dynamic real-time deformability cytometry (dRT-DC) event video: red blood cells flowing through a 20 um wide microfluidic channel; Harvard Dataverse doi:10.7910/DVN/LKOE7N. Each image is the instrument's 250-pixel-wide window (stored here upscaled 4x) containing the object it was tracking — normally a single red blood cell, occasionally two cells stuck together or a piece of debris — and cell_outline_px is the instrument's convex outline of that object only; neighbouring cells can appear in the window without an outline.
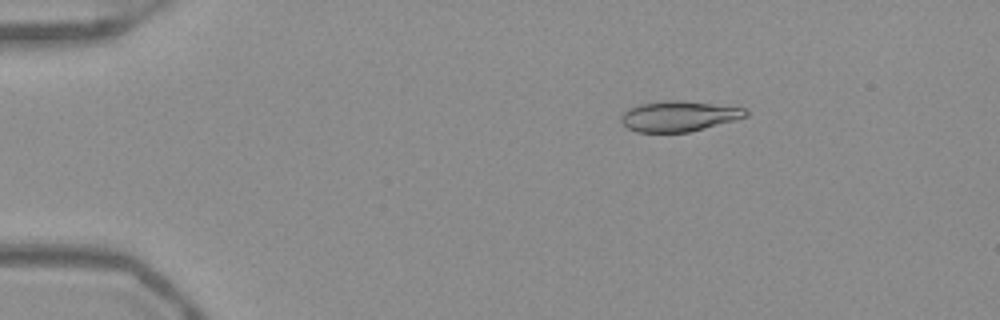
{"species": "Egyptian fruit bat (a non-hibernating species)", "species_latin": "Rousettus aegyptiacus", "temperature_condition": "warm", "stored_images_in_passage": 45, "camera_frame_rate_fps": 3000, "um_per_image_px": 0.085, "frame": {"image": 1, "passage_image": 2, "time_ms": 0.333, "image_size_px": [1000, 320], "cell_outline_px": [[748, 116], [736, 120], [688, 132], [636, 132], [628, 128], [620, 120], [620, 116], [628, 108], [640, 104], [668, 100], [680, 100], [748, 108]], "centroid_in_image_um": [57.72, 9.87], "position_along_channel_um": 27.3, "area_um2": 22.14}}
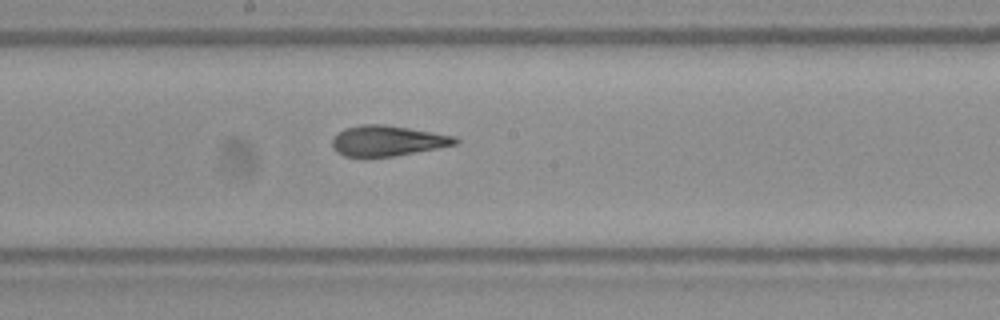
{"frame": {"image": 2, "passage_image": 22, "time_ms": 7.0, "image_size_px": [1000, 320], "cell_outline_px": [[460, 144], [392, 156], [364, 160], [344, 156], [336, 152], [332, 148], [332, 140], [344, 128], [364, 124], [384, 124], [456, 136], [460, 140]], "centroid_in_image_um": [32.91, 12.0], "position_along_channel_um": 215.3, "area_um2": 22.37}}
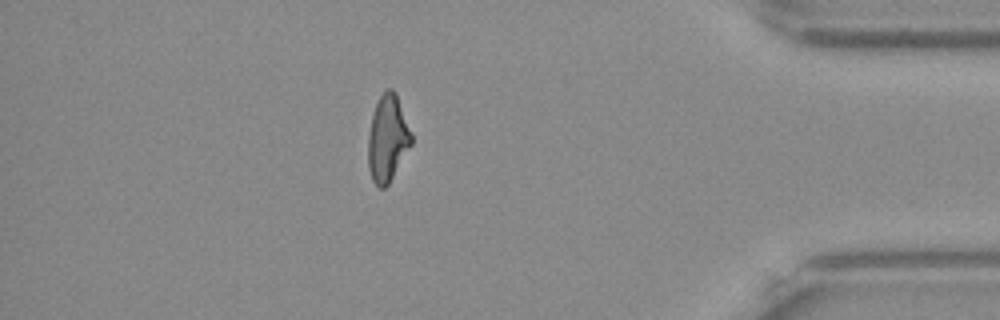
{"frame": {"image": 3, "passage_image": 39, "time_ms": 12.667, "image_size_px": [1000, 320], "cell_outline_px": [[412, 144], [388, 184], [384, 188], [380, 188], [372, 180], [368, 168], [368, 136], [372, 116], [376, 104], [380, 96], [388, 88], [392, 88], [396, 92], [412, 132]], "centroid_in_image_um": [32.95, 11.76], "position_along_channel_um": 402.2, "area_um2": 21.79}, "authors_computed_cell_mechanics": {"area_um2": 22.253, "velocity_mm_per_s": 3.9391, "shape_relaxation_time_tau1_ms": 7.0014, "shape_relaxation_time_tau2_ms": 1.5077, "deformation_change_tau1": 0.2419, "deformation_change_tau2": 0.0869}}